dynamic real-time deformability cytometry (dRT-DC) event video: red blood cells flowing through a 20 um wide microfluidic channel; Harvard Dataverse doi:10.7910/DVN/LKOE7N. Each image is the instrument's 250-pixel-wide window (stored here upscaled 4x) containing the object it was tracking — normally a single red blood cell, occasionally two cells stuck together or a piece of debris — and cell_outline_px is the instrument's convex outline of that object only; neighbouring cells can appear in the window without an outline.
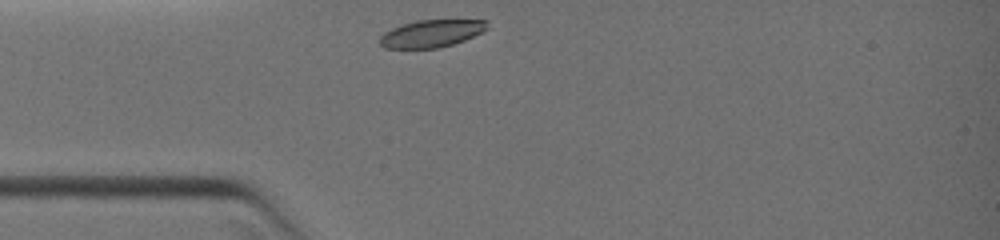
{"species": "common noctule bat (a hibernating species)", "species_latin": "Nyctalus noctula", "temperature_condition": "warm", "stored_images_in_passage": 27, "camera_frame_rate_fps": 3000, "um_per_image_px": 0.085, "animal": {"sex": "female", "body_mass_g": 19.0, "forearm_length_mm": 51.5}, "frame": {"image": 1, "passage_image": 1, "time_ms": 0.0, "image_size_px": [1000, 240], "cell_outline_px": [[488, 28], [484, 32], [464, 40], [440, 48], [384, 48], [380, 44], [380, 36], [384, 32], [392, 28], [416, 20], [488, 20]], "centroid_in_image_um": [36.7, 2.85], "position_along_channel_um": 48.3, "area_um2": 17.17}}
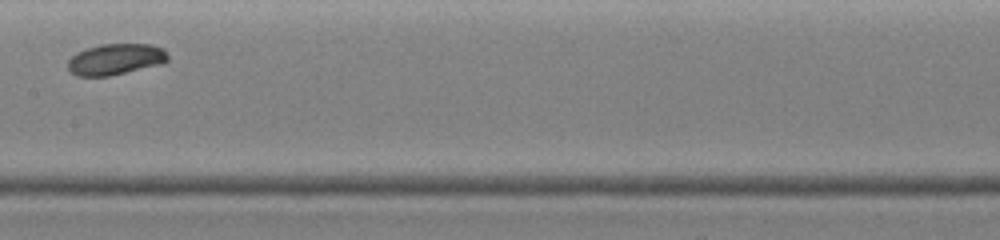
{"frame": {"image": 2, "passage_image": 16, "time_ms": 3.333, "image_size_px": [1000, 240], "cell_outline_px": [[168, 60], [160, 64], [108, 76], [76, 76], [68, 68], [68, 60], [76, 52], [100, 44], [152, 44], [164, 48], [168, 56]], "centroid_in_image_um": [9.82, 5.02], "position_along_channel_um": 197.6, "area_um2": 18.03}}
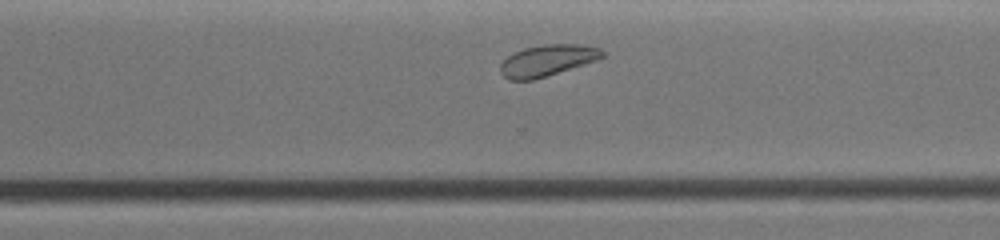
{"frame": {"image": 3, "passage_image": 26, "time_ms": 6.0, "image_size_px": [1000, 240], "cell_outline_px": [[604, 56], [596, 60], [584, 64], [532, 80], [508, 80], [500, 72], [500, 64], [512, 52], [524, 48], [544, 44], [580, 44], [600, 48], [604, 52]], "centroid_in_image_um": [46.49, 5.12], "position_along_channel_um": 324.1, "area_um2": 18.5}}